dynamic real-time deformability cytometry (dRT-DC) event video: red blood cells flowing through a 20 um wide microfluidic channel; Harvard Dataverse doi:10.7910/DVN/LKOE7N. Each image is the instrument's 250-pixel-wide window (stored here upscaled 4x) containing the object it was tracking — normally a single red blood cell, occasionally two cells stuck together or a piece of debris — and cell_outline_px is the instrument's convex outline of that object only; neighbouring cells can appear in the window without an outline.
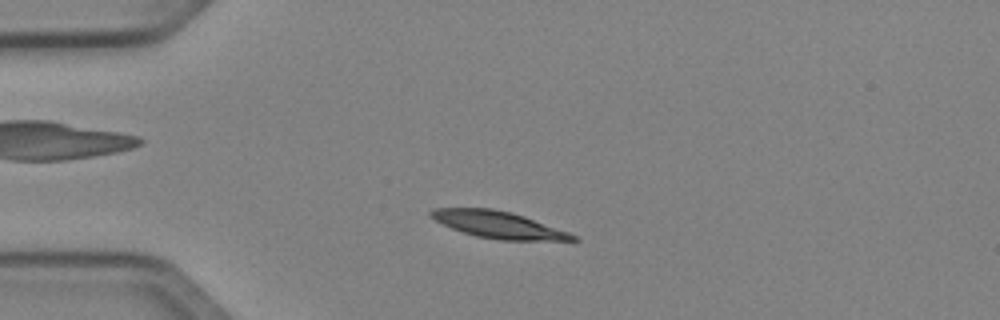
{"species": "Egyptian fruit bat (a non-hibernating species)", "species_latin": "Rousettus aegyptiacus", "temperature_condition": "cold", "stored_images_in_passage": 43, "camera_frame_rate_fps": 3000, "um_per_image_px": 0.085, "animal": {"sex": "female"}, "frame": {"image": 1, "passage_image": 5, "time_ms": 1.333, "image_size_px": [1000, 320], "cell_outline_px": [[580, 240], [500, 240], [476, 236], [452, 228], [428, 216], [428, 212], [432, 208], [492, 208], [512, 212], [524, 216], [568, 232], [576, 236]], "centroid_in_image_um": [42.32, 19.09], "position_along_channel_um": 42.7, "area_um2": 21.96}}
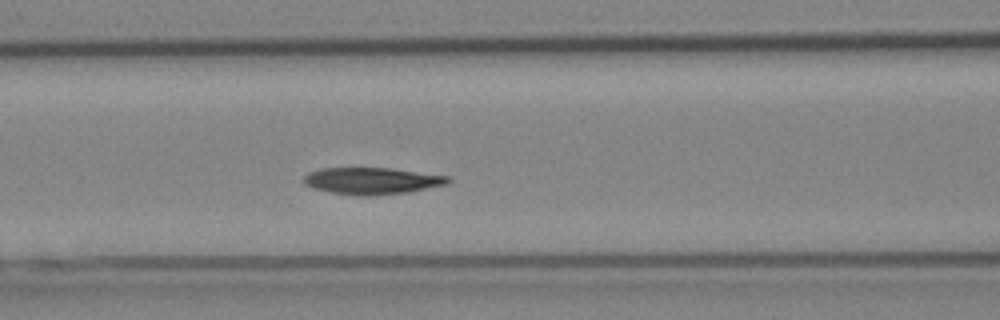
{"frame": {"image": 2, "passage_image": 14, "time_ms": 4.333, "image_size_px": [1000, 320], "cell_outline_px": [[452, 180], [448, 184], [408, 192], [368, 196], [360, 196], [332, 192], [312, 188], [304, 184], [304, 176], [308, 172], [320, 168], [392, 168], [448, 176]], "centroid_in_image_um": [31.61, 15.37], "position_along_channel_um": 135.0, "area_um2": 22.54}}
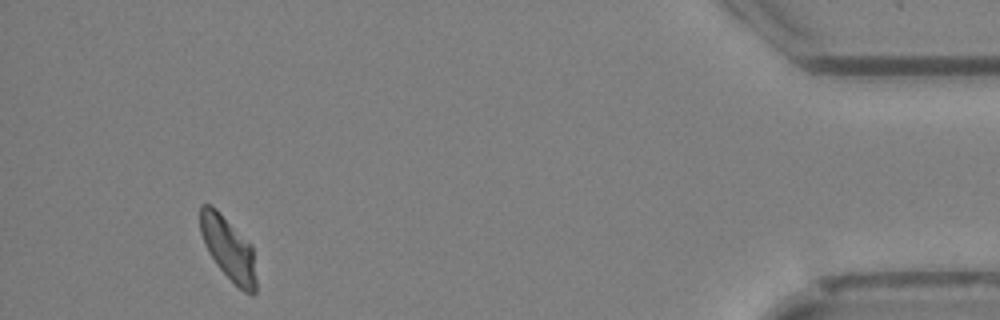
{"frame": {"image": 3, "passage_image": 40, "time_ms": 13.0, "image_size_px": [1000, 320], "cell_outline_px": [[256, 292], [252, 296], [244, 292], [216, 264], [208, 252], [200, 232], [200, 204], [208, 204], [216, 208], [252, 244], [256, 280]], "centroid_in_image_um": [19.42, 21.11], "position_along_channel_um": 415.8, "area_um2": 20.58}, "authors_computed_cell_mechanics": {"area_um2": 22.0796, "velocity_mm_per_s": 3.9946, "shape_relaxation_time_tau1_ms": 3.8361, "shape_relaxation_time_tau2_ms": null, "deformation_change_tau1": 0.1327, "deformation_change_tau2": null}}